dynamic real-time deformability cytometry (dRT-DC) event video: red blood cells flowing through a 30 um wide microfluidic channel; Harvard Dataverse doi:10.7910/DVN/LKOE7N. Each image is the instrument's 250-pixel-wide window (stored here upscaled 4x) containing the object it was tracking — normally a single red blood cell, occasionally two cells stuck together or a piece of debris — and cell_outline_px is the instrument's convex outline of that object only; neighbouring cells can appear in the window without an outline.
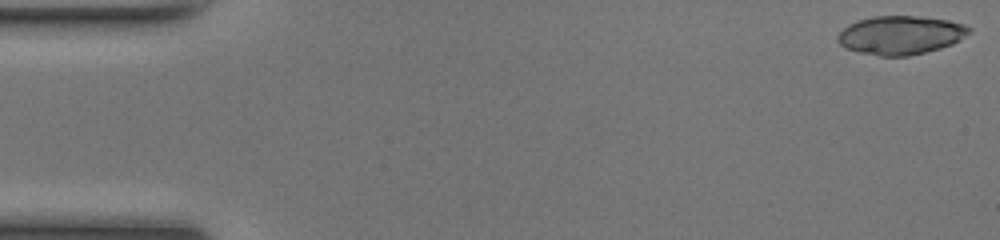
{"species": "common noctule bat (a hibernating species)", "species_latin": "Nyctalus noctula", "temperature_condition": "room temperature", "stored_images_in_passage": 49, "camera_frame_rate_fps": 3000, "um_per_image_px": 0.085, "animal": {"sex": "female", "body_mass_g": 17.0, "forearm_length_mm": 48.0}, "frame": {"image": 1, "passage_image": 1, "time_ms": 0.0, "image_size_px": [1000, 240], "cell_outline_px": [[972, 28], [960, 40], [952, 44], [940, 48], [908, 56], [880, 56], [860, 52], [844, 48], [836, 40], [836, 36], [848, 24], [872, 16], [920, 16], [948, 20], [964, 24]], "centroid_in_image_um": [76.53, 2.98], "position_along_channel_um": 8.5, "area_um2": 29.54}}